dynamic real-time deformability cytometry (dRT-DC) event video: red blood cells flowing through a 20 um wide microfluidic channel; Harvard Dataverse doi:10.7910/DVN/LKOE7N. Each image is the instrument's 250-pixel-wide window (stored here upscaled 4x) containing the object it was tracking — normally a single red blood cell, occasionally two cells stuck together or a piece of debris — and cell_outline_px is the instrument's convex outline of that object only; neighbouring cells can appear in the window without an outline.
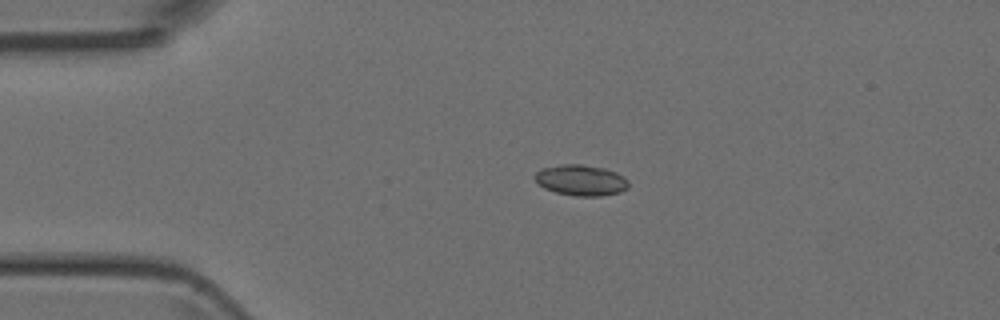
{"species": "Egyptian fruit bat (a non-hibernating species)", "species_latin": "Rousettus aegyptiacus", "temperature_condition": "room temperature", "stored_images_in_passage": 3, "camera_frame_rate_fps": 3000, "um_per_image_px": 0.085, "animal": {"sex": "female"}, "frame": {"image": 1, "passage_image": 2, "time_ms": 2.0, "image_size_px": [1000, 320], "cell_outline_px": [[628, 188], [620, 192], [600, 196], [576, 196], [556, 192], [544, 188], [532, 176], [540, 168], [560, 164], [580, 164], [604, 168], [616, 172], [624, 176], [628, 180]], "centroid_in_image_um": [49.37, 15.31], "position_along_channel_um": 35.6, "area_um2": 16.94}}